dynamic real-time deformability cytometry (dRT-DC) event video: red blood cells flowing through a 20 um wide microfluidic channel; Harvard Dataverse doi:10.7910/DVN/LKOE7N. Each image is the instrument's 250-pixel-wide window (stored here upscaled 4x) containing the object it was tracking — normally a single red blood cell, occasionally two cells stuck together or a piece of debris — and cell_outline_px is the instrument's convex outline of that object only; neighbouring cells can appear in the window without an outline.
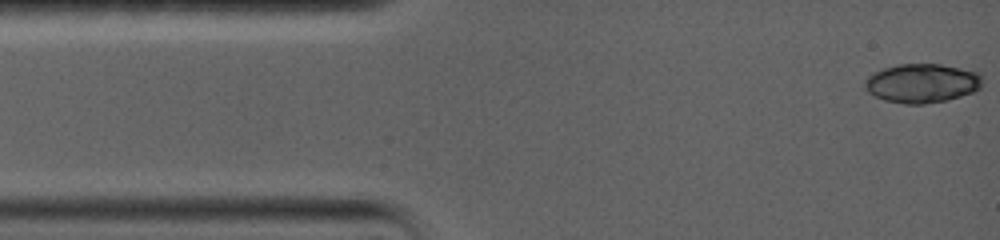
{"species": "common noctule bat (a hibernating species)", "species_latin": "Nyctalus noctula", "temperature_condition": "warm", "stored_images_in_passage": 8, "camera_frame_rate_fps": 5000, "um_per_image_px": 0.085, "animal": {"sex": "female", "body_mass_g": 19.0, "forearm_length_mm": 56.7}, "frame": {"image": 1, "passage_image": 1, "time_ms": 0.0, "image_size_px": [1000, 240], "cell_outline_px": [[980, 88], [972, 92], [960, 96], [944, 100], [924, 104], [904, 104], [884, 100], [868, 92], [864, 88], [864, 80], [872, 72], [896, 64], [940, 64], [980, 72]], "centroid_in_image_um": [78.31, 7.06], "position_along_channel_um": 6.7, "area_um2": 26.7}}
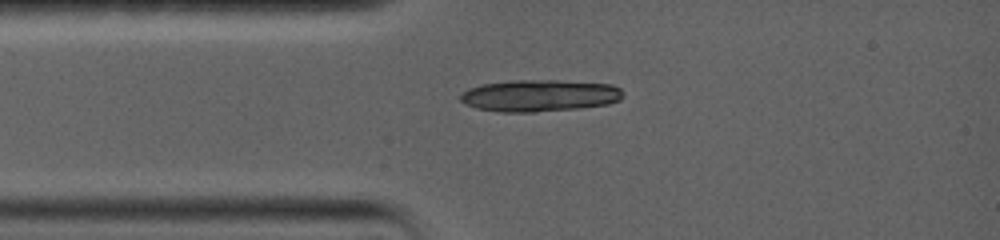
{"frame": {"image": 2, "passage_image": 8, "time_ms": 2.8, "image_size_px": [1000, 240], "cell_outline_px": [[624, 96], [620, 100], [608, 104], [580, 108], [536, 112], [500, 112], [476, 108], [464, 104], [460, 100], [460, 96], [468, 88], [484, 84], [512, 80], [556, 80], [612, 84], [620, 88]], "centroid_in_image_um": [45.88, 8.13], "position_along_channel_um": 39.1, "area_um2": 30.35}}